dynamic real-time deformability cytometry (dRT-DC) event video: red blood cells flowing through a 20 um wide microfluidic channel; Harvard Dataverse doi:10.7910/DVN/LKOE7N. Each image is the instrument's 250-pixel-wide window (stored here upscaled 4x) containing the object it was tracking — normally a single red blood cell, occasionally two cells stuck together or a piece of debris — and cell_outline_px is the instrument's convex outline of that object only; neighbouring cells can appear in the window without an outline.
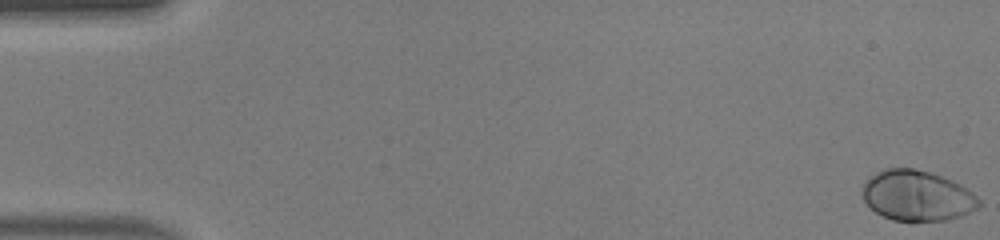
{"species": "human", "species_latin": "Homo sapiens", "temperature_condition": "warm", "stored_images_in_passage": 47, "camera_frame_rate_fps": 3000, "um_per_image_px": 0.085, "donor": {"sex": "male"}, "frame": {"image": 1, "passage_image": 1, "time_ms": 0.0, "image_size_px": [1000, 240], "cell_outline_px": [[980, 208], [960, 216], [948, 220], [892, 220], [876, 212], [864, 200], [860, 192], [864, 184], [876, 172], [888, 168], [912, 168], [932, 172], [952, 180], [960, 184], [972, 192], [980, 200]], "centroid_in_image_um": [77.97, 16.62], "position_along_channel_um": 7.0, "area_um2": 34.16}}
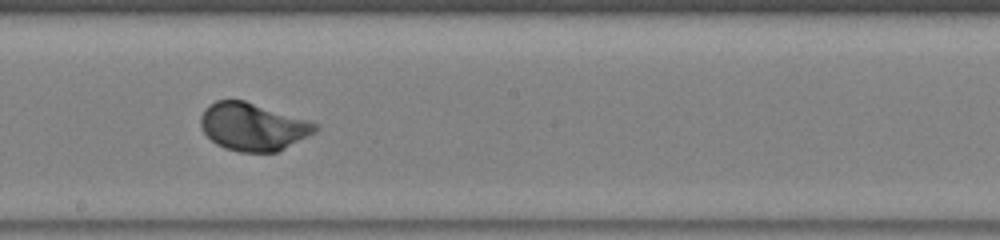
{"frame": {"image": 2, "passage_image": 27, "time_ms": 8.667, "image_size_px": [1000, 240], "cell_outline_px": [[320, 128], [316, 132], [276, 152], [240, 152], [224, 148], [216, 144], [204, 132], [200, 124], [200, 116], [204, 108], [208, 104], [216, 100], [244, 100], [308, 120], [320, 124]], "centroid_in_image_um": [21.49, 10.76], "position_along_channel_um": 226.7, "area_um2": 31.91}}
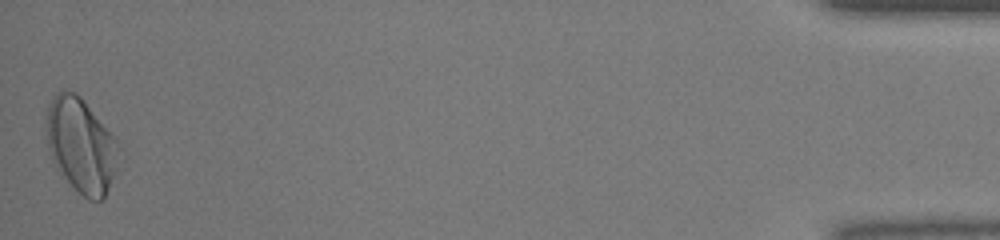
{"frame": {"image": 3, "passage_image": 47, "time_ms": 15.333, "image_size_px": [1000, 240], "cell_outline_px": [[116, 168], [104, 200], [88, 200], [68, 180], [52, 160], [48, 144], [44, 116], [48, 104], [52, 96], [56, 92], [64, 88], [76, 92], [84, 100], [116, 140]], "centroid_in_image_um": [6.83, 12.27], "position_along_channel_um": 428.4, "area_um2": 39.25}, "authors_computed_cell_mechanics": {"area_um2": 32.0212, "velocity_mm_per_s": 4.4227, "shape_relaxation_time_tau1_ms": 1.721, "shape_relaxation_time_tau2_ms": null, "deformation_change_tau1": 0.1522, "deformation_change_tau2": null}}